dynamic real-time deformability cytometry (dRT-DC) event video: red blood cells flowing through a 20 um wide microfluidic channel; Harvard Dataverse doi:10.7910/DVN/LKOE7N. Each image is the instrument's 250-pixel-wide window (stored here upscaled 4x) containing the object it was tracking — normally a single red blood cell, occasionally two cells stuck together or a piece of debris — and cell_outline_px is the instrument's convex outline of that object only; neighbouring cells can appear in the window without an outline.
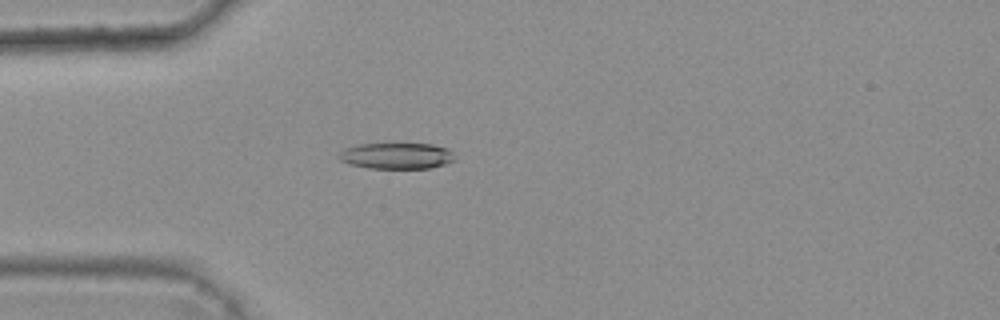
{"species": "common noctule bat (a hibernating species)", "species_latin": "Nyctalus noctula", "temperature_condition": "warm", "stored_images_in_passage": 2, "camera_frame_rate_fps": 3000, "um_per_image_px": 0.085, "animal": {"sex": "female", "body_mass_g": 25.1}, "frame": {"image": 1, "passage_image": 2, "time_ms": 0.333, "image_size_px": [1000, 320], "cell_outline_px": [[456, 160], [444, 164], [428, 168], [372, 168], [348, 164], [340, 160], [336, 156], [344, 148], [356, 144], [432, 144], [448, 148], [452, 152]], "centroid_in_image_um": [33.68, 13.24], "position_along_channel_um": 51.3, "area_um2": 17.69}}